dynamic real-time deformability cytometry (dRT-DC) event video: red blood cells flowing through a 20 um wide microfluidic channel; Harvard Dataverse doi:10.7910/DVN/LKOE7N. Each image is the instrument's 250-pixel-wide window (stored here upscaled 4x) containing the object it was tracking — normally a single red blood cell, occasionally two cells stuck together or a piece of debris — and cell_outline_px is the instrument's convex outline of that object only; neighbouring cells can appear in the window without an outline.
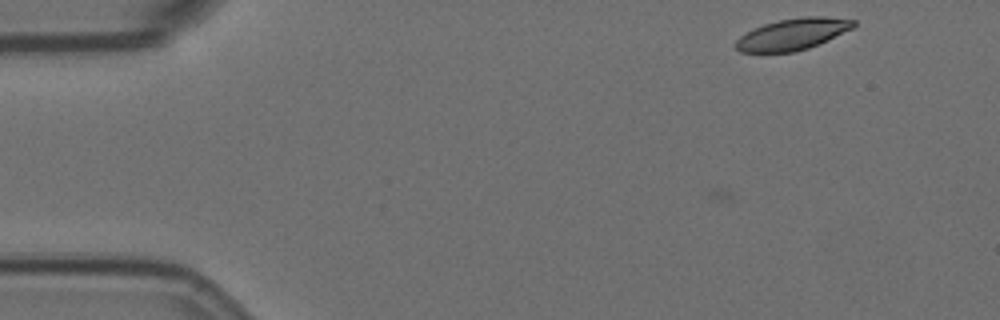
{"species": "Egyptian fruit bat (a non-hibernating species)", "species_latin": "Rousettus aegyptiacus", "temperature_condition": "room temperature", "stored_images_in_passage": 2, "camera_frame_rate_fps": 3000, "um_per_image_px": 0.085, "animal": {"sex": "female"}, "frame": {"image": 1, "passage_image": 2, "time_ms": 0.333, "image_size_px": [1000, 320], "cell_outline_px": [[856, 24], [852, 28], [828, 40], [808, 48], [792, 52], [740, 52], [736, 48], [736, 40], [740, 36], [764, 24], [780, 20], [804, 16], [824, 16], [856, 20]], "centroid_in_image_um": [67.4, 2.9], "position_along_channel_um": 17.6, "area_um2": 21.33}}